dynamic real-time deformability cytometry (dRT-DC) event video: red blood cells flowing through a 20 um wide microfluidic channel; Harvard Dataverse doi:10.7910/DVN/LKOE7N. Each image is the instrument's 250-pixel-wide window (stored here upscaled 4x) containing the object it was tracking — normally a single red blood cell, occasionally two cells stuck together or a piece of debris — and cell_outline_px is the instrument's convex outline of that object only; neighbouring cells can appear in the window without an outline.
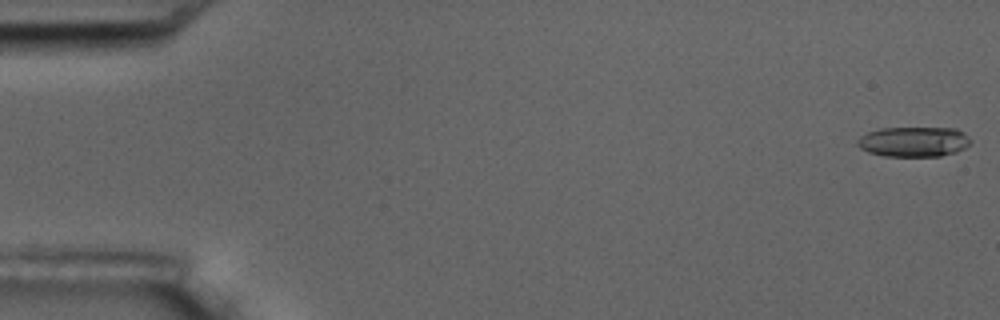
{"species": "common noctule bat (a hibernating species)", "species_latin": "Nyctalus noctula", "temperature_condition": "room temperature", "stored_images_in_passage": 11, "camera_frame_rate_fps": 3000, "um_per_image_px": 0.085, "animal": {"sex": "male", "body_mass_g": 17.5, "forearm_length_mm": 52.3}, "frame": {"image": 1, "passage_image": 1, "time_ms": 0.0, "image_size_px": [1000, 320], "cell_outline_px": [[972, 140], [964, 148], [956, 152], [940, 156], [884, 156], [868, 152], [860, 148], [856, 144], [856, 140], [860, 136], [868, 132], [880, 128], [956, 128], [964, 132]], "centroid_in_image_um": [77.65, 12.04], "position_along_channel_um": 7.3, "area_um2": 19.94}}
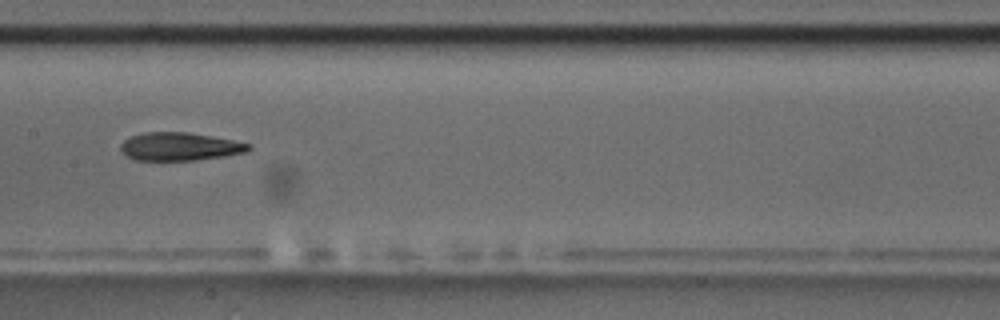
{"frame": {"image": 2, "passage_image": 9, "time_ms": 9.333, "image_size_px": [1000, 320], "cell_outline_px": [[252, 148], [248, 152], [224, 156], [196, 160], [136, 160], [120, 152], [120, 144], [124, 140], [132, 136], [144, 132], [188, 132], [232, 140], [252, 144]], "centroid_in_image_um": [15.28, 12.46], "position_along_channel_um": 192.1, "area_um2": 20.98}}
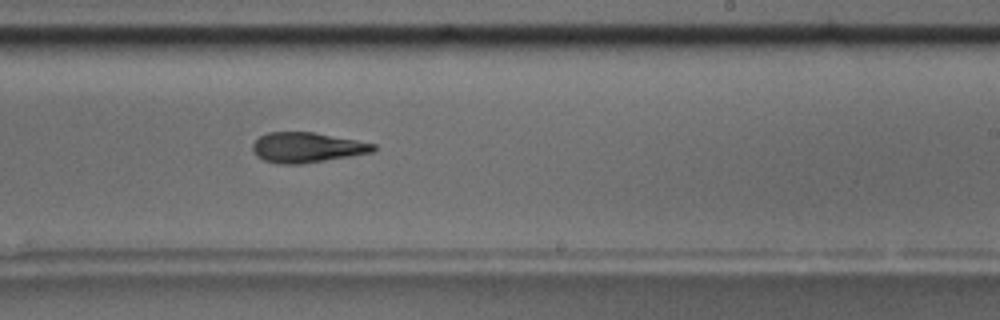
{"frame": {"image": 3, "passage_image": 11, "time_ms": 11.333, "image_size_px": [1000, 320], "cell_outline_px": [[376, 148], [372, 152], [300, 164], [280, 164], [264, 160], [256, 156], [252, 152], [252, 144], [260, 136], [268, 132], [312, 132], [356, 140], [376, 144]], "centroid_in_image_um": [26.04, 12.53], "position_along_channel_um": 263.0, "area_um2": 20.98}}